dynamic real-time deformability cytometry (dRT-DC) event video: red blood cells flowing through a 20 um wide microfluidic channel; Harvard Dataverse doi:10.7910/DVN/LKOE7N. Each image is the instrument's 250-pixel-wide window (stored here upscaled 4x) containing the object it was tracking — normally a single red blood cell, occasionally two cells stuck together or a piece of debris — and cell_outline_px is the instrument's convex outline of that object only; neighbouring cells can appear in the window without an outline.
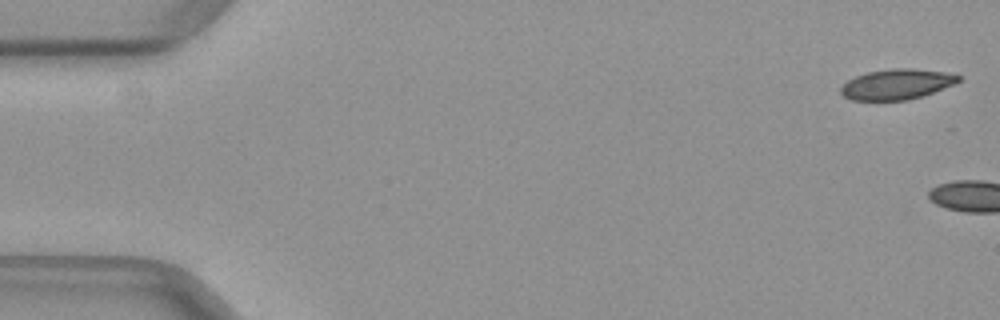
{"species": "common noctule bat (a hibernating species)", "species_latin": "Nyctalus noctula", "temperature_condition": "warm", "stored_images_in_passage": 4, "camera_frame_rate_fps": 3000, "um_per_image_px": 0.085, "animal": {"sex": "female", "body_mass_g": 29.2, "forearm_length_mm": 56.3}, "frame": {"image": 1, "passage_image": 1, "time_ms": 0.0, "image_size_px": [1000, 320], "cell_outline_px": [[960, 80], [952, 84], [924, 96], [908, 100], [852, 100], [844, 96], [840, 92], [840, 88], [848, 80], [856, 76], [868, 72], [892, 68], [912, 68], [944, 72], [960, 76]], "centroid_in_image_um": [76.2, 7.16], "position_along_channel_um": 8.8, "area_um2": 20.63}}